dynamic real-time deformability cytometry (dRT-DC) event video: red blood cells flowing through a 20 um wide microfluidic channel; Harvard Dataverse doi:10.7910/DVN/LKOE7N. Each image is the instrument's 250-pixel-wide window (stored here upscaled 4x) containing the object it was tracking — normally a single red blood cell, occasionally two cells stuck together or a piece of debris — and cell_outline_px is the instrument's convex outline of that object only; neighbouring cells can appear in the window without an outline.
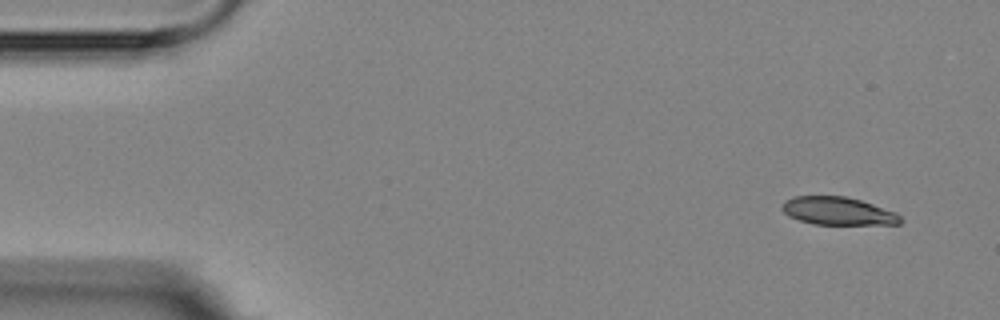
{"species": "Egyptian fruit bat (a non-hibernating species)", "species_latin": "Rousettus aegyptiacus", "temperature_condition": "room temperature", "stored_images_in_passage": 4, "camera_frame_rate_fps": 3000, "um_per_image_px": 0.085, "animal": {"sex": "female"}, "frame": {"image": 1, "passage_image": 1, "time_ms": 0.0, "image_size_px": [1000, 320], "cell_outline_px": [[904, 220], [900, 224], [812, 224], [788, 216], [780, 208], [780, 204], [784, 200], [792, 196], [844, 196], [860, 200], [896, 212]], "centroid_in_image_um": [71.19, 17.93], "position_along_channel_um": 13.8, "area_um2": 19.36}}